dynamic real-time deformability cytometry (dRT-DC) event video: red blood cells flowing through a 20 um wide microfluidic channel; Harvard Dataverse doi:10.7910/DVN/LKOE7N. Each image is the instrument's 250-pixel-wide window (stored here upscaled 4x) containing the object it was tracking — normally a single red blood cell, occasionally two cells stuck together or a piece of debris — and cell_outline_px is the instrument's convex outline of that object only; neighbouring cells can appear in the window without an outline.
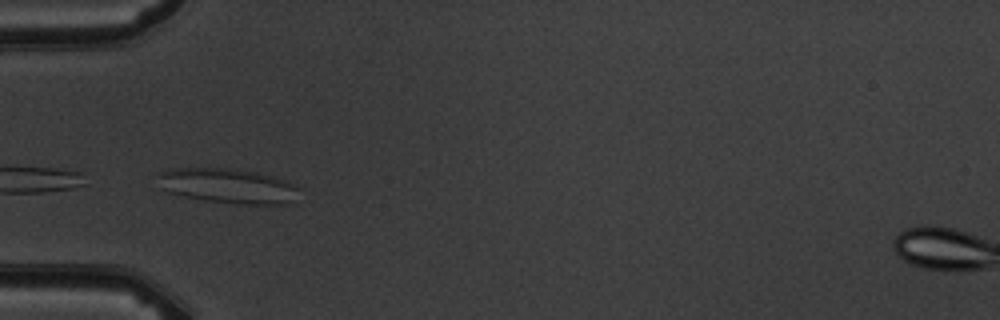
{"species": "common noctule bat (a hibernating species)", "species_latin": "Nyctalus noctula", "temperature_condition": "warm", "stored_images_in_passage": 7, "camera_frame_rate_fps": 3000, "um_per_image_px": 0.085, "animal": {"sex": "male", "body_mass_g": 19.5, "forearm_length_mm": 54.6}, "frame": {"image": 1, "passage_image": 4, "time_ms": 3.333, "image_size_px": [1000, 320], "cell_outline_px": [[300, 188], [296, 204], [236, 204], [204, 200], [184, 196], [168, 192], [160, 188], [156, 176], [160, 172], [168, 168], [228, 168], [256, 172], [276, 176]], "centroid_in_image_um": [19.4, 15.8], "position_along_channel_um": 65.6, "area_um2": 29.3}}
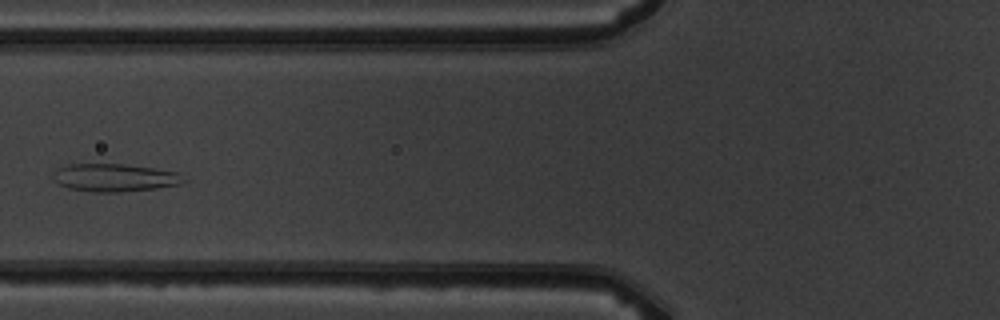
{"frame": {"image": 2, "passage_image": 5, "time_ms": 4.667, "image_size_px": [1000, 320], "cell_outline_px": [[188, 180], [180, 184], [156, 188], [120, 192], [92, 192], [68, 188], [60, 184], [52, 176], [52, 172], [68, 164], [124, 164], [152, 168], [176, 172]], "centroid_in_image_um": [9.74, 15.1], "position_along_channel_um": 116.1, "area_um2": 21.04}}
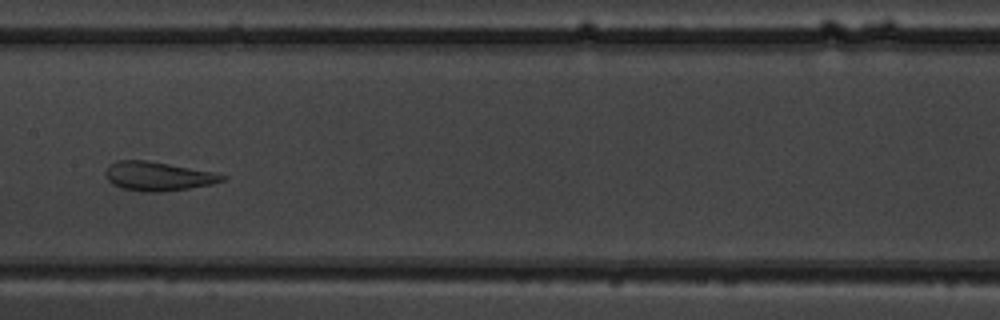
{"frame": {"image": 3, "passage_image": 7, "time_ms": 6.667, "image_size_px": [1000, 320], "cell_outline_px": [[228, 176], [224, 180], [212, 184], [188, 188], [160, 192], [140, 192], [120, 188], [112, 184], [104, 176], [104, 172], [108, 164], [116, 160], [148, 160], [212, 172]], "centroid_in_image_um": [13.35, 14.98], "position_along_channel_um": 194.1, "area_um2": 19.88}}